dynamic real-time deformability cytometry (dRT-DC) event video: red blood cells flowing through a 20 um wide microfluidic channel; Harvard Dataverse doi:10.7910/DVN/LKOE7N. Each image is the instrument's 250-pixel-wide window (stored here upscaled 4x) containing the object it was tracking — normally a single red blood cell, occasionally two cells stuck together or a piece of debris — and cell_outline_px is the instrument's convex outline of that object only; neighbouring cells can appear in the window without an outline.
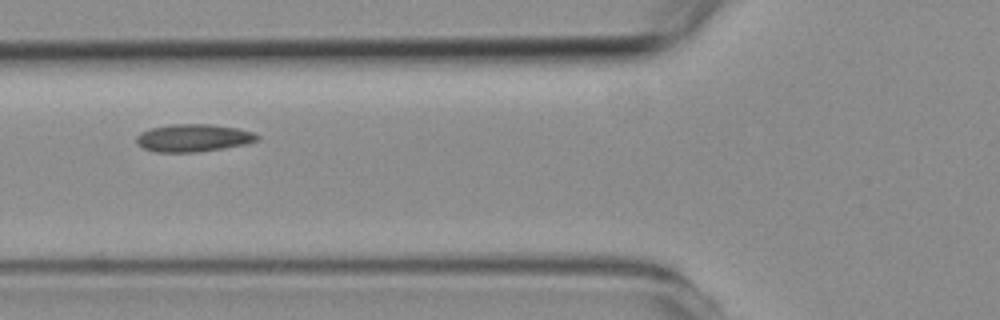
{"species": "common noctule bat (a hibernating species)", "species_latin": "Nyctalus noctula", "temperature_condition": "room temperature", "stored_images_in_passage": 10, "camera_frame_rate_fps": 3000, "um_per_image_px": 0.085, "animal": {"sex": "female", "body_mass_g": 19.3, "forearm_length_mm": 54.1}, "frame": {"image": 1, "passage_image": 6, "time_ms": 6.667, "image_size_px": [1000, 320], "cell_outline_px": [[260, 136], [256, 140], [244, 144], [224, 148], [196, 152], [156, 152], [144, 148], [136, 144], [136, 136], [140, 132], [152, 128], [168, 124], [208, 124], [236, 128], [252, 132]], "centroid_in_image_um": [16.37, 11.72], "position_along_channel_um": 109.4, "area_um2": 19.31}}
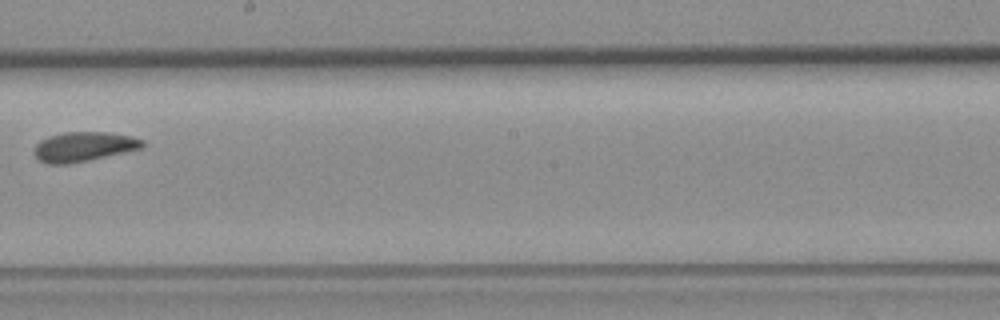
{"frame": {"image": 2, "passage_image": 9, "time_ms": 10.0, "image_size_px": [1000, 320], "cell_outline_px": [[144, 148], [88, 160], [68, 164], [48, 164], [40, 160], [32, 152], [36, 144], [40, 140], [48, 136], [64, 132], [108, 132], [132, 136], [144, 140]], "centroid_in_image_um": [7.12, 12.46], "position_along_channel_um": 241.1, "area_um2": 18.79}}
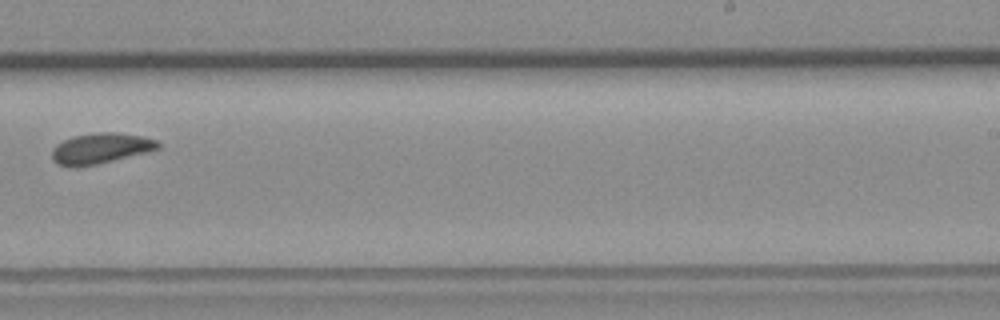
{"frame": {"image": 3, "passage_image": 10, "time_ms": 11.0, "image_size_px": [1000, 320], "cell_outline_px": [[160, 148], [96, 164], [60, 164], [52, 160], [52, 148], [56, 144], [72, 136], [96, 132], [112, 132], [140, 136], [156, 140], [160, 144]], "centroid_in_image_um": [8.54, 12.56], "position_along_channel_um": 280.5, "area_um2": 18.09}}